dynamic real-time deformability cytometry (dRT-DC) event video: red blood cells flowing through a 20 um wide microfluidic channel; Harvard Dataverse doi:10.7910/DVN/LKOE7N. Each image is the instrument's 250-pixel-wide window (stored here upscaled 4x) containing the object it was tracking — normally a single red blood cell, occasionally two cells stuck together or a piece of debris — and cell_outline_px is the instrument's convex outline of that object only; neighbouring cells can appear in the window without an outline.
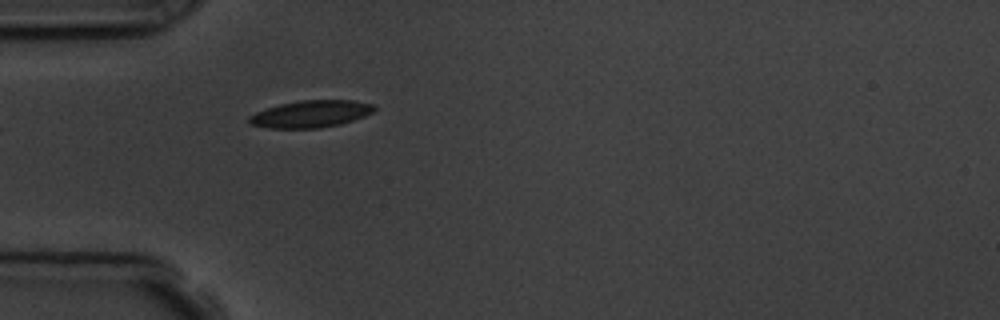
{"species": "common noctule bat (a hibernating species)", "species_latin": "Nyctalus noctula", "temperature_condition": "room temperature", "stored_images_in_passage": 2, "camera_frame_rate_fps": 3000, "um_per_image_px": 0.085, "animal": {"sex": "male", "body_mass_g": 19.5, "forearm_length_mm": 54.6}, "frame": {"image": 1, "passage_image": 2, "time_ms": 1.0, "image_size_px": [1000, 320], "cell_outline_px": [[376, 108], [372, 112], [364, 116], [340, 124], [320, 128], [268, 128], [252, 124], [248, 120], [248, 116], [256, 112], [280, 104], [300, 100], [352, 100], [376, 104]], "centroid_in_image_um": [26.44, 9.68], "position_along_channel_um": 58.6, "area_um2": 19.65}}